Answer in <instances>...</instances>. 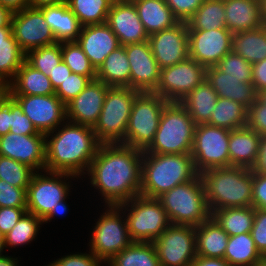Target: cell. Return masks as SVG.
Segmentation results:
<instances>
[{
	"label": "cell",
	"instance_id": "obj_25",
	"mask_svg": "<svg viewBox=\"0 0 266 266\" xmlns=\"http://www.w3.org/2000/svg\"><path fill=\"white\" fill-rule=\"evenodd\" d=\"M262 136L244 126L230 130L228 152L230 166H239L253 169L256 165Z\"/></svg>",
	"mask_w": 266,
	"mask_h": 266
},
{
	"label": "cell",
	"instance_id": "obj_10",
	"mask_svg": "<svg viewBox=\"0 0 266 266\" xmlns=\"http://www.w3.org/2000/svg\"><path fill=\"white\" fill-rule=\"evenodd\" d=\"M230 130L199 124L195 127L191 156L196 171L230 166L228 152Z\"/></svg>",
	"mask_w": 266,
	"mask_h": 266
},
{
	"label": "cell",
	"instance_id": "obj_42",
	"mask_svg": "<svg viewBox=\"0 0 266 266\" xmlns=\"http://www.w3.org/2000/svg\"><path fill=\"white\" fill-rule=\"evenodd\" d=\"M41 223L40 217L26 211L16 226L4 236L5 247L28 244L37 235Z\"/></svg>",
	"mask_w": 266,
	"mask_h": 266
},
{
	"label": "cell",
	"instance_id": "obj_23",
	"mask_svg": "<svg viewBox=\"0 0 266 266\" xmlns=\"http://www.w3.org/2000/svg\"><path fill=\"white\" fill-rule=\"evenodd\" d=\"M77 43L96 71L106 57L121 46L117 36L106 23L82 26Z\"/></svg>",
	"mask_w": 266,
	"mask_h": 266
},
{
	"label": "cell",
	"instance_id": "obj_50",
	"mask_svg": "<svg viewBox=\"0 0 266 266\" xmlns=\"http://www.w3.org/2000/svg\"><path fill=\"white\" fill-rule=\"evenodd\" d=\"M251 236L258 252L266 259V210L255 209Z\"/></svg>",
	"mask_w": 266,
	"mask_h": 266
},
{
	"label": "cell",
	"instance_id": "obj_54",
	"mask_svg": "<svg viewBox=\"0 0 266 266\" xmlns=\"http://www.w3.org/2000/svg\"><path fill=\"white\" fill-rule=\"evenodd\" d=\"M26 211L27 208L0 207V232L5 236L16 226Z\"/></svg>",
	"mask_w": 266,
	"mask_h": 266
},
{
	"label": "cell",
	"instance_id": "obj_67",
	"mask_svg": "<svg viewBox=\"0 0 266 266\" xmlns=\"http://www.w3.org/2000/svg\"><path fill=\"white\" fill-rule=\"evenodd\" d=\"M258 99L266 105V89L258 93Z\"/></svg>",
	"mask_w": 266,
	"mask_h": 266
},
{
	"label": "cell",
	"instance_id": "obj_69",
	"mask_svg": "<svg viewBox=\"0 0 266 266\" xmlns=\"http://www.w3.org/2000/svg\"><path fill=\"white\" fill-rule=\"evenodd\" d=\"M112 4L114 3H127L131 0H109Z\"/></svg>",
	"mask_w": 266,
	"mask_h": 266
},
{
	"label": "cell",
	"instance_id": "obj_17",
	"mask_svg": "<svg viewBox=\"0 0 266 266\" xmlns=\"http://www.w3.org/2000/svg\"><path fill=\"white\" fill-rule=\"evenodd\" d=\"M232 35L227 28L188 30L189 58L205 68L216 66L232 50Z\"/></svg>",
	"mask_w": 266,
	"mask_h": 266
},
{
	"label": "cell",
	"instance_id": "obj_53",
	"mask_svg": "<svg viewBox=\"0 0 266 266\" xmlns=\"http://www.w3.org/2000/svg\"><path fill=\"white\" fill-rule=\"evenodd\" d=\"M252 207L266 210V174L253 170Z\"/></svg>",
	"mask_w": 266,
	"mask_h": 266
},
{
	"label": "cell",
	"instance_id": "obj_51",
	"mask_svg": "<svg viewBox=\"0 0 266 266\" xmlns=\"http://www.w3.org/2000/svg\"><path fill=\"white\" fill-rule=\"evenodd\" d=\"M247 126L262 137L266 136V105L259 99L248 109Z\"/></svg>",
	"mask_w": 266,
	"mask_h": 266
},
{
	"label": "cell",
	"instance_id": "obj_16",
	"mask_svg": "<svg viewBox=\"0 0 266 266\" xmlns=\"http://www.w3.org/2000/svg\"><path fill=\"white\" fill-rule=\"evenodd\" d=\"M11 25L15 40L25 54L30 50L57 43L38 8L27 7L13 12Z\"/></svg>",
	"mask_w": 266,
	"mask_h": 266
},
{
	"label": "cell",
	"instance_id": "obj_62",
	"mask_svg": "<svg viewBox=\"0 0 266 266\" xmlns=\"http://www.w3.org/2000/svg\"><path fill=\"white\" fill-rule=\"evenodd\" d=\"M68 207L66 206L65 199L63 201H60V205L57 206L55 209H52L43 219V222H47L53 219L54 216L62 215L67 212Z\"/></svg>",
	"mask_w": 266,
	"mask_h": 266
},
{
	"label": "cell",
	"instance_id": "obj_52",
	"mask_svg": "<svg viewBox=\"0 0 266 266\" xmlns=\"http://www.w3.org/2000/svg\"><path fill=\"white\" fill-rule=\"evenodd\" d=\"M90 254H73L62 257L53 263L52 266H100L101 260L92 252Z\"/></svg>",
	"mask_w": 266,
	"mask_h": 266
},
{
	"label": "cell",
	"instance_id": "obj_57",
	"mask_svg": "<svg viewBox=\"0 0 266 266\" xmlns=\"http://www.w3.org/2000/svg\"><path fill=\"white\" fill-rule=\"evenodd\" d=\"M10 131V98L0 108V137Z\"/></svg>",
	"mask_w": 266,
	"mask_h": 266
},
{
	"label": "cell",
	"instance_id": "obj_41",
	"mask_svg": "<svg viewBox=\"0 0 266 266\" xmlns=\"http://www.w3.org/2000/svg\"><path fill=\"white\" fill-rule=\"evenodd\" d=\"M25 61L49 77V73L62 61L61 43L28 51L25 54Z\"/></svg>",
	"mask_w": 266,
	"mask_h": 266
},
{
	"label": "cell",
	"instance_id": "obj_37",
	"mask_svg": "<svg viewBox=\"0 0 266 266\" xmlns=\"http://www.w3.org/2000/svg\"><path fill=\"white\" fill-rule=\"evenodd\" d=\"M248 109L241 103L228 98L218 97L215 110L207 124L219 128L235 130L247 126Z\"/></svg>",
	"mask_w": 266,
	"mask_h": 266
},
{
	"label": "cell",
	"instance_id": "obj_22",
	"mask_svg": "<svg viewBox=\"0 0 266 266\" xmlns=\"http://www.w3.org/2000/svg\"><path fill=\"white\" fill-rule=\"evenodd\" d=\"M106 24L117 36L120 45L148 41L149 36L132 1L112 4L107 15Z\"/></svg>",
	"mask_w": 266,
	"mask_h": 266
},
{
	"label": "cell",
	"instance_id": "obj_26",
	"mask_svg": "<svg viewBox=\"0 0 266 266\" xmlns=\"http://www.w3.org/2000/svg\"><path fill=\"white\" fill-rule=\"evenodd\" d=\"M226 28L232 33L257 29L264 24L258 0H224Z\"/></svg>",
	"mask_w": 266,
	"mask_h": 266
},
{
	"label": "cell",
	"instance_id": "obj_58",
	"mask_svg": "<svg viewBox=\"0 0 266 266\" xmlns=\"http://www.w3.org/2000/svg\"><path fill=\"white\" fill-rule=\"evenodd\" d=\"M191 266H231L224 258L196 256Z\"/></svg>",
	"mask_w": 266,
	"mask_h": 266
},
{
	"label": "cell",
	"instance_id": "obj_47",
	"mask_svg": "<svg viewBox=\"0 0 266 266\" xmlns=\"http://www.w3.org/2000/svg\"><path fill=\"white\" fill-rule=\"evenodd\" d=\"M19 135L44 134L39 132L31 120L23 113L19 103L10 97V131Z\"/></svg>",
	"mask_w": 266,
	"mask_h": 266
},
{
	"label": "cell",
	"instance_id": "obj_20",
	"mask_svg": "<svg viewBox=\"0 0 266 266\" xmlns=\"http://www.w3.org/2000/svg\"><path fill=\"white\" fill-rule=\"evenodd\" d=\"M130 65V88L153 92L160 79V68L148 41L124 45Z\"/></svg>",
	"mask_w": 266,
	"mask_h": 266
},
{
	"label": "cell",
	"instance_id": "obj_27",
	"mask_svg": "<svg viewBox=\"0 0 266 266\" xmlns=\"http://www.w3.org/2000/svg\"><path fill=\"white\" fill-rule=\"evenodd\" d=\"M50 27L57 43L77 41L82 25L66 2L38 8Z\"/></svg>",
	"mask_w": 266,
	"mask_h": 266
},
{
	"label": "cell",
	"instance_id": "obj_13",
	"mask_svg": "<svg viewBox=\"0 0 266 266\" xmlns=\"http://www.w3.org/2000/svg\"><path fill=\"white\" fill-rule=\"evenodd\" d=\"M47 172V175L34 173L27 187V212L43 219L52 209L66 199L69 192L68 183L61 180L63 177H76L70 173ZM72 176V177H71ZM60 177V178H59Z\"/></svg>",
	"mask_w": 266,
	"mask_h": 266
},
{
	"label": "cell",
	"instance_id": "obj_19",
	"mask_svg": "<svg viewBox=\"0 0 266 266\" xmlns=\"http://www.w3.org/2000/svg\"><path fill=\"white\" fill-rule=\"evenodd\" d=\"M0 156L16 160L33 170L44 169L46 161L45 134L19 135L8 132L0 137Z\"/></svg>",
	"mask_w": 266,
	"mask_h": 266
},
{
	"label": "cell",
	"instance_id": "obj_2",
	"mask_svg": "<svg viewBox=\"0 0 266 266\" xmlns=\"http://www.w3.org/2000/svg\"><path fill=\"white\" fill-rule=\"evenodd\" d=\"M63 126L49 141L46 139L45 171L79 177L88 170L101 143L92 127L70 121Z\"/></svg>",
	"mask_w": 266,
	"mask_h": 266
},
{
	"label": "cell",
	"instance_id": "obj_64",
	"mask_svg": "<svg viewBox=\"0 0 266 266\" xmlns=\"http://www.w3.org/2000/svg\"><path fill=\"white\" fill-rule=\"evenodd\" d=\"M28 1H29V7L33 8H39L45 5H58L67 2V0H28Z\"/></svg>",
	"mask_w": 266,
	"mask_h": 266
},
{
	"label": "cell",
	"instance_id": "obj_49",
	"mask_svg": "<svg viewBox=\"0 0 266 266\" xmlns=\"http://www.w3.org/2000/svg\"><path fill=\"white\" fill-rule=\"evenodd\" d=\"M205 0H165L179 22H187Z\"/></svg>",
	"mask_w": 266,
	"mask_h": 266
},
{
	"label": "cell",
	"instance_id": "obj_28",
	"mask_svg": "<svg viewBox=\"0 0 266 266\" xmlns=\"http://www.w3.org/2000/svg\"><path fill=\"white\" fill-rule=\"evenodd\" d=\"M137 10L140 21L149 35L176 25L179 21L174 17L165 0H131Z\"/></svg>",
	"mask_w": 266,
	"mask_h": 266
},
{
	"label": "cell",
	"instance_id": "obj_21",
	"mask_svg": "<svg viewBox=\"0 0 266 266\" xmlns=\"http://www.w3.org/2000/svg\"><path fill=\"white\" fill-rule=\"evenodd\" d=\"M109 86L97 79L66 104V118L70 122L94 127L101 113Z\"/></svg>",
	"mask_w": 266,
	"mask_h": 266
},
{
	"label": "cell",
	"instance_id": "obj_68",
	"mask_svg": "<svg viewBox=\"0 0 266 266\" xmlns=\"http://www.w3.org/2000/svg\"><path fill=\"white\" fill-rule=\"evenodd\" d=\"M4 247H5L4 235L0 232V258L4 256L1 253Z\"/></svg>",
	"mask_w": 266,
	"mask_h": 266
},
{
	"label": "cell",
	"instance_id": "obj_6",
	"mask_svg": "<svg viewBox=\"0 0 266 266\" xmlns=\"http://www.w3.org/2000/svg\"><path fill=\"white\" fill-rule=\"evenodd\" d=\"M157 199L167 212L171 224L198 226L211 217L199 174L193 180L166 191Z\"/></svg>",
	"mask_w": 266,
	"mask_h": 266
},
{
	"label": "cell",
	"instance_id": "obj_63",
	"mask_svg": "<svg viewBox=\"0 0 266 266\" xmlns=\"http://www.w3.org/2000/svg\"><path fill=\"white\" fill-rule=\"evenodd\" d=\"M12 12L0 4V27L11 25Z\"/></svg>",
	"mask_w": 266,
	"mask_h": 266
},
{
	"label": "cell",
	"instance_id": "obj_36",
	"mask_svg": "<svg viewBox=\"0 0 266 266\" xmlns=\"http://www.w3.org/2000/svg\"><path fill=\"white\" fill-rule=\"evenodd\" d=\"M211 217L228 236L250 233L255 219V208H222L213 211Z\"/></svg>",
	"mask_w": 266,
	"mask_h": 266
},
{
	"label": "cell",
	"instance_id": "obj_3",
	"mask_svg": "<svg viewBox=\"0 0 266 266\" xmlns=\"http://www.w3.org/2000/svg\"><path fill=\"white\" fill-rule=\"evenodd\" d=\"M199 175L211 213L222 208L252 207V169L219 167L202 171Z\"/></svg>",
	"mask_w": 266,
	"mask_h": 266
},
{
	"label": "cell",
	"instance_id": "obj_24",
	"mask_svg": "<svg viewBox=\"0 0 266 266\" xmlns=\"http://www.w3.org/2000/svg\"><path fill=\"white\" fill-rule=\"evenodd\" d=\"M206 79L218 97L235 100L247 109L258 99V92L252 82L245 83V78L228 76L217 66L206 68Z\"/></svg>",
	"mask_w": 266,
	"mask_h": 266
},
{
	"label": "cell",
	"instance_id": "obj_18",
	"mask_svg": "<svg viewBox=\"0 0 266 266\" xmlns=\"http://www.w3.org/2000/svg\"><path fill=\"white\" fill-rule=\"evenodd\" d=\"M154 58L159 68L172 66L189 58V36L186 22L149 35Z\"/></svg>",
	"mask_w": 266,
	"mask_h": 266
},
{
	"label": "cell",
	"instance_id": "obj_11",
	"mask_svg": "<svg viewBox=\"0 0 266 266\" xmlns=\"http://www.w3.org/2000/svg\"><path fill=\"white\" fill-rule=\"evenodd\" d=\"M97 221L90 243L91 252L102 262H109L133 241L128 232L127 221L121 220L118 206H108ZM124 221V222H123Z\"/></svg>",
	"mask_w": 266,
	"mask_h": 266
},
{
	"label": "cell",
	"instance_id": "obj_44",
	"mask_svg": "<svg viewBox=\"0 0 266 266\" xmlns=\"http://www.w3.org/2000/svg\"><path fill=\"white\" fill-rule=\"evenodd\" d=\"M35 171L16 160L0 156V179L8 184L27 188Z\"/></svg>",
	"mask_w": 266,
	"mask_h": 266
},
{
	"label": "cell",
	"instance_id": "obj_7",
	"mask_svg": "<svg viewBox=\"0 0 266 266\" xmlns=\"http://www.w3.org/2000/svg\"><path fill=\"white\" fill-rule=\"evenodd\" d=\"M130 87H109L98 121L93 127L101 144L124 143L135 96Z\"/></svg>",
	"mask_w": 266,
	"mask_h": 266
},
{
	"label": "cell",
	"instance_id": "obj_55",
	"mask_svg": "<svg viewBox=\"0 0 266 266\" xmlns=\"http://www.w3.org/2000/svg\"><path fill=\"white\" fill-rule=\"evenodd\" d=\"M252 83L259 93L266 89V59L252 65Z\"/></svg>",
	"mask_w": 266,
	"mask_h": 266
},
{
	"label": "cell",
	"instance_id": "obj_70",
	"mask_svg": "<svg viewBox=\"0 0 266 266\" xmlns=\"http://www.w3.org/2000/svg\"><path fill=\"white\" fill-rule=\"evenodd\" d=\"M262 266H266V260L262 263Z\"/></svg>",
	"mask_w": 266,
	"mask_h": 266
},
{
	"label": "cell",
	"instance_id": "obj_66",
	"mask_svg": "<svg viewBox=\"0 0 266 266\" xmlns=\"http://www.w3.org/2000/svg\"><path fill=\"white\" fill-rule=\"evenodd\" d=\"M260 2H261L262 19L264 24L266 25V0H262Z\"/></svg>",
	"mask_w": 266,
	"mask_h": 266
},
{
	"label": "cell",
	"instance_id": "obj_38",
	"mask_svg": "<svg viewBox=\"0 0 266 266\" xmlns=\"http://www.w3.org/2000/svg\"><path fill=\"white\" fill-rule=\"evenodd\" d=\"M107 263L110 266H160L152 242H132Z\"/></svg>",
	"mask_w": 266,
	"mask_h": 266
},
{
	"label": "cell",
	"instance_id": "obj_1",
	"mask_svg": "<svg viewBox=\"0 0 266 266\" xmlns=\"http://www.w3.org/2000/svg\"><path fill=\"white\" fill-rule=\"evenodd\" d=\"M142 158V150L121 143L100 144L87 172L107 206L140 195Z\"/></svg>",
	"mask_w": 266,
	"mask_h": 266
},
{
	"label": "cell",
	"instance_id": "obj_15",
	"mask_svg": "<svg viewBox=\"0 0 266 266\" xmlns=\"http://www.w3.org/2000/svg\"><path fill=\"white\" fill-rule=\"evenodd\" d=\"M21 106L23 113L46 139L66 120V105L56 95H11ZM56 129V130H55Z\"/></svg>",
	"mask_w": 266,
	"mask_h": 266
},
{
	"label": "cell",
	"instance_id": "obj_35",
	"mask_svg": "<svg viewBox=\"0 0 266 266\" xmlns=\"http://www.w3.org/2000/svg\"><path fill=\"white\" fill-rule=\"evenodd\" d=\"M232 51L252 65L266 59V25L232 35Z\"/></svg>",
	"mask_w": 266,
	"mask_h": 266
},
{
	"label": "cell",
	"instance_id": "obj_39",
	"mask_svg": "<svg viewBox=\"0 0 266 266\" xmlns=\"http://www.w3.org/2000/svg\"><path fill=\"white\" fill-rule=\"evenodd\" d=\"M186 23L188 30L226 28L224 0H205Z\"/></svg>",
	"mask_w": 266,
	"mask_h": 266
},
{
	"label": "cell",
	"instance_id": "obj_45",
	"mask_svg": "<svg viewBox=\"0 0 266 266\" xmlns=\"http://www.w3.org/2000/svg\"><path fill=\"white\" fill-rule=\"evenodd\" d=\"M216 66L228 76L245 78V83L252 82V64L232 50Z\"/></svg>",
	"mask_w": 266,
	"mask_h": 266
},
{
	"label": "cell",
	"instance_id": "obj_43",
	"mask_svg": "<svg viewBox=\"0 0 266 266\" xmlns=\"http://www.w3.org/2000/svg\"><path fill=\"white\" fill-rule=\"evenodd\" d=\"M62 60L72 73L96 77V70L77 41L61 43Z\"/></svg>",
	"mask_w": 266,
	"mask_h": 266
},
{
	"label": "cell",
	"instance_id": "obj_9",
	"mask_svg": "<svg viewBox=\"0 0 266 266\" xmlns=\"http://www.w3.org/2000/svg\"><path fill=\"white\" fill-rule=\"evenodd\" d=\"M117 206L123 210L126 206V210L131 207L126 221L133 242H153L171 225L167 212L157 198L138 195Z\"/></svg>",
	"mask_w": 266,
	"mask_h": 266
},
{
	"label": "cell",
	"instance_id": "obj_60",
	"mask_svg": "<svg viewBox=\"0 0 266 266\" xmlns=\"http://www.w3.org/2000/svg\"><path fill=\"white\" fill-rule=\"evenodd\" d=\"M0 4L9 9L12 13L29 7L28 0H0Z\"/></svg>",
	"mask_w": 266,
	"mask_h": 266
},
{
	"label": "cell",
	"instance_id": "obj_59",
	"mask_svg": "<svg viewBox=\"0 0 266 266\" xmlns=\"http://www.w3.org/2000/svg\"><path fill=\"white\" fill-rule=\"evenodd\" d=\"M252 170L266 174V136L262 137L258 159Z\"/></svg>",
	"mask_w": 266,
	"mask_h": 266
},
{
	"label": "cell",
	"instance_id": "obj_4",
	"mask_svg": "<svg viewBox=\"0 0 266 266\" xmlns=\"http://www.w3.org/2000/svg\"><path fill=\"white\" fill-rule=\"evenodd\" d=\"M198 174L191 153L157 154L143 151L140 195L158 198L175 186L193 180Z\"/></svg>",
	"mask_w": 266,
	"mask_h": 266
},
{
	"label": "cell",
	"instance_id": "obj_61",
	"mask_svg": "<svg viewBox=\"0 0 266 266\" xmlns=\"http://www.w3.org/2000/svg\"><path fill=\"white\" fill-rule=\"evenodd\" d=\"M11 97V85L10 82L0 80V108Z\"/></svg>",
	"mask_w": 266,
	"mask_h": 266
},
{
	"label": "cell",
	"instance_id": "obj_40",
	"mask_svg": "<svg viewBox=\"0 0 266 266\" xmlns=\"http://www.w3.org/2000/svg\"><path fill=\"white\" fill-rule=\"evenodd\" d=\"M66 3L82 26L106 23L112 5L109 0H67Z\"/></svg>",
	"mask_w": 266,
	"mask_h": 266
},
{
	"label": "cell",
	"instance_id": "obj_5",
	"mask_svg": "<svg viewBox=\"0 0 266 266\" xmlns=\"http://www.w3.org/2000/svg\"><path fill=\"white\" fill-rule=\"evenodd\" d=\"M196 124L180 102H168L162 113L154 140L144 151L157 154H189Z\"/></svg>",
	"mask_w": 266,
	"mask_h": 266
},
{
	"label": "cell",
	"instance_id": "obj_34",
	"mask_svg": "<svg viewBox=\"0 0 266 266\" xmlns=\"http://www.w3.org/2000/svg\"><path fill=\"white\" fill-rule=\"evenodd\" d=\"M24 61L25 53L15 40L12 26L0 27V80L11 82Z\"/></svg>",
	"mask_w": 266,
	"mask_h": 266
},
{
	"label": "cell",
	"instance_id": "obj_33",
	"mask_svg": "<svg viewBox=\"0 0 266 266\" xmlns=\"http://www.w3.org/2000/svg\"><path fill=\"white\" fill-rule=\"evenodd\" d=\"M224 259L231 266H260L266 260L258 252L251 233L229 236Z\"/></svg>",
	"mask_w": 266,
	"mask_h": 266
},
{
	"label": "cell",
	"instance_id": "obj_65",
	"mask_svg": "<svg viewBox=\"0 0 266 266\" xmlns=\"http://www.w3.org/2000/svg\"><path fill=\"white\" fill-rule=\"evenodd\" d=\"M17 259H13L11 257L3 256L0 258V266H17Z\"/></svg>",
	"mask_w": 266,
	"mask_h": 266
},
{
	"label": "cell",
	"instance_id": "obj_29",
	"mask_svg": "<svg viewBox=\"0 0 266 266\" xmlns=\"http://www.w3.org/2000/svg\"><path fill=\"white\" fill-rule=\"evenodd\" d=\"M195 235L198 256L224 258L229 236L212 217L196 226Z\"/></svg>",
	"mask_w": 266,
	"mask_h": 266
},
{
	"label": "cell",
	"instance_id": "obj_12",
	"mask_svg": "<svg viewBox=\"0 0 266 266\" xmlns=\"http://www.w3.org/2000/svg\"><path fill=\"white\" fill-rule=\"evenodd\" d=\"M196 226L171 224L152 243L160 266H191L197 256Z\"/></svg>",
	"mask_w": 266,
	"mask_h": 266
},
{
	"label": "cell",
	"instance_id": "obj_31",
	"mask_svg": "<svg viewBox=\"0 0 266 266\" xmlns=\"http://www.w3.org/2000/svg\"><path fill=\"white\" fill-rule=\"evenodd\" d=\"M10 85L11 95L55 94V89L52 87L49 77L30 66L26 61L18 69Z\"/></svg>",
	"mask_w": 266,
	"mask_h": 266
},
{
	"label": "cell",
	"instance_id": "obj_14",
	"mask_svg": "<svg viewBox=\"0 0 266 266\" xmlns=\"http://www.w3.org/2000/svg\"><path fill=\"white\" fill-rule=\"evenodd\" d=\"M206 78V68L188 58L160 69V79L153 91L168 102H180Z\"/></svg>",
	"mask_w": 266,
	"mask_h": 266
},
{
	"label": "cell",
	"instance_id": "obj_46",
	"mask_svg": "<svg viewBox=\"0 0 266 266\" xmlns=\"http://www.w3.org/2000/svg\"><path fill=\"white\" fill-rule=\"evenodd\" d=\"M96 77H87L81 74L71 73L55 90V94L66 105L78 96L83 89Z\"/></svg>",
	"mask_w": 266,
	"mask_h": 266
},
{
	"label": "cell",
	"instance_id": "obj_32",
	"mask_svg": "<svg viewBox=\"0 0 266 266\" xmlns=\"http://www.w3.org/2000/svg\"><path fill=\"white\" fill-rule=\"evenodd\" d=\"M96 79L109 87H130V65L123 45L106 57L96 71Z\"/></svg>",
	"mask_w": 266,
	"mask_h": 266
},
{
	"label": "cell",
	"instance_id": "obj_8",
	"mask_svg": "<svg viewBox=\"0 0 266 266\" xmlns=\"http://www.w3.org/2000/svg\"><path fill=\"white\" fill-rule=\"evenodd\" d=\"M167 103L154 92H139L134 99L123 144L145 151L154 140Z\"/></svg>",
	"mask_w": 266,
	"mask_h": 266
},
{
	"label": "cell",
	"instance_id": "obj_48",
	"mask_svg": "<svg viewBox=\"0 0 266 266\" xmlns=\"http://www.w3.org/2000/svg\"><path fill=\"white\" fill-rule=\"evenodd\" d=\"M27 188L12 186L0 179V207L27 208Z\"/></svg>",
	"mask_w": 266,
	"mask_h": 266
},
{
	"label": "cell",
	"instance_id": "obj_30",
	"mask_svg": "<svg viewBox=\"0 0 266 266\" xmlns=\"http://www.w3.org/2000/svg\"><path fill=\"white\" fill-rule=\"evenodd\" d=\"M218 100L216 91L205 78L183 98L180 103L185 107L196 125L207 124Z\"/></svg>",
	"mask_w": 266,
	"mask_h": 266
},
{
	"label": "cell",
	"instance_id": "obj_56",
	"mask_svg": "<svg viewBox=\"0 0 266 266\" xmlns=\"http://www.w3.org/2000/svg\"><path fill=\"white\" fill-rule=\"evenodd\" d=\"M72 73L70 68L62 60L55 66L52 72L49 73V79L52 87L56 90L58 86Z\"/></svg>",
	"mask_w": 266,
	"mask_h": 266
}]
</instances>
